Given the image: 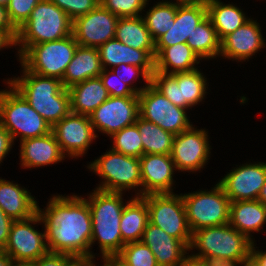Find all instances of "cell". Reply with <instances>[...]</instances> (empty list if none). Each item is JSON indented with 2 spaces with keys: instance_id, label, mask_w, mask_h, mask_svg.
I'll return each instance as SVG.
<instances>
[{
  "instance_id": "obj_1",
  "label": "cell",
  "mask_w": 266,
  "mask_h": 266,
  "mask_svg": "<svg viewBox=\"0 0 266 266\" xmlns=\"http://www.w3.org/2000/svg\"><path fill=\"white\" fill-rule=\"evenodd\" d=\"M53 194L38 213L44 223L49 252L90 258L92 218L85 196Z\"/></svg>"
},
{
  "instance_id": "obj_2",
  "label": "cell",
  "mask_w": 266,
  "mask_h": 266,
  "mask_svg": "<svg viewBox=\"0 0 266 266\" xmlns=\"http://www.w3.org/2000/svg\"><path fill=\"white\" fill-rule=\"evenodd\" d=\"M124 196L125 193L95 188L86 195L92 218L90 258L98 257V260L99 256L119 254L124 247L119 225L123 208L131 199L126 201ZM94 245H98L100 253L92 251Z\"/></svg>"
},
{
  "instance_id": "obj_3",
  "label": "cell",
  "mask_w": 266,
  "mask_h": 266,
  "mask_svg": "<svg viewBox=\"0 0 266 266\" xmlns=\"http://www.w3.org/2000/svg\"><path fill=\"white\" fill-rule=\"evenodd\" d=\"M19 67L20 75H13L7 81L53 127L71 112L68 89L63 87L60 79L40 76L21 64Z\"/></svg>"
},
{
  "instance_id": "obj_4",
  "label": "cell",
  "mask_w": 266,
  "mask_h": 266,
  "mask_svg": "<svg viewBox=\"0 0 266 266\" xmlns=\"http://www.w3.org/2000/svg\"><path fill=\"white\" fill-rule=\"evenodd\" d=\"M73 21L50 0H41L30 18L21 25L16 37V58L28 47L61 40L72 34Z\"/></svg>"
},
{
  "instance_id": "obj_5",
  "label": "cell",
  "mask_w": 266,
  "mask_h": 266,
  "mask_svg": "<svg viewBox=\"0 0 266 266\" xmlns=\"http://www.w3.org/2000/svg\"><path fill=\"white\" fill-rule=\"evenodd\" d=\"M86 167L101 179L95 189L117 193L130 191L132 197H142L139 158L127 156L109 148L89 162ZM133 192H135L134 195Z\"/></svg>"
},
{
  "instance_id": "obj_6",
  "label": "cell",
  "mask_w": 266,
  "mask_h": 266,
  "mask_svg": "<svg viewBox=\"0 0 266 266\" xmlns=\"http://www.w3.org/2000/svg\"><path fill=\"white\" fill-rule=\"evenodd\" d=\"M0 89V124L15 141L35 138L52 132V127L39 115L19 92L6 80Z\"/></svg>"
},
{
  "instance_id": "obj_7",
  "label": "cell",
  "mask_w": 266,
  "mask_h": 266,
  "mask_svg": "<svg viewBox=\"0 0 266 266\" xmlns=\"http://www.w3.org/2000/svg\"><path fill=\"white\" fill-rule=\"evenodd\" d=\"M252 245L253 241L227 223L192 232L189 252L201 259L215 256L240 263L251 257Z\"/></svg>"
},
{
  "instance_id": "obj_8",
  "label": "cell",
  "mask_w": 266,
  "mask_h": 266,
  "mask_svg": "<svg viewBox=\"0 0 266 266\" xmlns=\"http://www.w3.org/2000/svg\"><path fill=\"white\" fill-rule=\"evenodd\" d=\"M191 232L229 223L230 199L216 181L211 189L181 193Z\"/></svg>"
},
{
  "instance_id": "obj_9",
  "label": "cell",
  "mask_w": 266,
  "mask_h": 266,
  "mask_svg": "<svg viewBox=\"0 0 266 266\" xmlns=\"http://www.w3.org/2000/svg\"><path fill=\"white\" fill-rule=\"evenodd\" d=\"M150 81V84L175 106L191 111L196 105L204 104L210 94L208 79L200 68L175 74L155 71Z\"/></svg>"
},
{
  "instance_id": "obj_10",
  "label": "cell",
  "mask_w": 266,
  "mask_h": 266,
  "mask_svg": "<svg viewBox=\"0 0 266 266\" xmlns=\"http://www.w3.org/2000/svg\"><path fill=\"white\" fill-rule=\"evenodd\" d=\"M79 44L73 34L28 47L17 59L26 70L62 80Z\"/></svg>"
},
{
  "instance_id": "obj_11",
  "label": "cell",
  "mask_w": 266,
  "mask_h": 266,
  "mask_svg": "<svg viewBox=\"0 0 266 266\" xmlns=\"http://www.w3.org/2000/svg\"><path fill=\"white\" fill-rule=\"evenodd\" d=\"M149 210V222L182 241L188 248L192 239L182 194L153 193L142 196Z\"/></svg>"
},
{
  "instance_id": "obj_12",
  "label": "cell",
  "mask_w": 266,
  "mask_h": 266,
  "mask_svg": "<svg viewBox=\"0 0 266 266\" xmlns=\"http://www.w3.org/2000/svg\"><path fill=\"white\" fill-rule=\"evenodd\" d=\"M35 225H40L42 230ZM3 250L11 260L24 262L36 261L49 252L44 223L38 212L28 219L13 221Z\"/></svg>"
},
{
  "instance_id": "obj_13",
  "label": "cell",
  "mask_w": 266,
  "mask_h": 266,
  "mask_svg": "<svg viewBox=\"0 0 266 266\" xmlns=\"http://www.w3.org/2000/svg\"><path fill=\"white\" fill-rule=\"evenodd\" d=\"M140 117L154 123L174 135L189 129L191 122L188 109L175 106L151 84L139 94Z\"/></svg>"
},
{
  "instance_id": "obj_14",
  "label": "cell",
  "mask_w": 266,
  "mask_h": 266,
  "mask_svg": "<svg viewBox=\"0 0 266 266\" xmlns=\"http://www.w3.org/2000/svg\"><path fill=\"white\" fill-rule=\"evenodd\" d=\"M210 143L208 129H198L194 124L175 135L170 155L176 170L191 174L202 172L212 155Z\"/></svg>"
},
{
  "instance_id": "obj_15",
  "label": "cell",
  "mask_w": 266,
  "mask_h": 266,
  "mask_svg": "<svg viewBox=\"0 0 266 266\" xmlns=\"http://www.w3.org/2000/svg\"><path fill=\"white\" fill-rule=\"evenodd\" d=\"M140 116L138 95L110 96L90 116L95 133L108 138L125 127L135 124Z\"/></svg>"
},
{
  "instance_id": "obj_16",
  "label": "cell",
  "mask_w": 266,
  "mask_h": 266,
  "mask_svg": "<svg viewBox=\"0 0 266 266\" xmlns=\"http://www.w3.org/2000/svg\"><path fill=\"white\" fill-rule=\"evenodd\" d=\"M52 132L63 154L74 159L82 158L99 137L87 115L70 112L52 127Z\"/></svg>"
},
{
  "instance_id": "obj_17",
  "label": "cell",
  "mask_w": 266,
  "mask_h": 266,
  "mask_svg": "<svg viewBox=\"0 0 266 266\" xmlns=\"http://www.w3.org/2000/svg\"><path fill=\"white\" fill-rule=\"evenodd\" d=\"M218 183L222 186L230 202L257 200L266 180V162L248 161L236 164Z\"/></svg>"
},
{
  "instance_id": "obj_18",
  "label": "cell",
  "mask_w": 266,
  "mask_h": 266,
  "mask_svg": "<svg viewBox=\"0 0 266 266\" xmlns=\"http://www.w3.org/2000/svg\"><path fill=\"white\" fill-rule=\"evenodd\" d=\"M119 17L99 4L73 21L72 34L80 46L98 48L115 38Z\"/></svg>"
},
{
  "instance_id": "obj_19",
  "label": "cell",
  "mask_w": 266,
  "mask_h": 266,
  "mask_svg": "<svg viewBox=\"0 0 266 266\" xmlns=\"http://www.w3.org/2000/svg\"><path fill=\"white\" fill-rule=\"evenodd\" d=\"M254 17L247 20L234 32L221 40V59L236 61L237 63L248 62L252 57L266 48V39L262 33L260 23ZM251 58V59H250Z\"/></svg>"
},
{
  "instance_id": "obj_20",
  "label": "cell",
  "mask_w": 266,
  "mask_h": 266,
  "mask_svg": "<svg viewBox=\"0 0 266 266\" xmlns=\"http://www.w3.org/2000/svg\"><path fill=\"white\" fill-rule=\"evenodd\" d=\"M142 196L153 193H174L175 164L168 154H145L139 158Z\"/></svg>"
},
{
  "instance_id": "obj_21",
  "label": "cell",
  "mask_w": 266,
  "mask_h": 266,
  "mask_svg": "<svg viewBox=\"0 0 266 266\" xmlns=\"http://www.w3.org/2000/svg\"><path fill=\"white\" fill-rule=\"evenodd\" d=\"M19 145L18 158L22 169L32 170L69 160L63 154L53 132L41 137L24 139Z\"/></svg>"
},
{
  "instance_id": "obj_22",
  "label": "cell",
  "mask_w": 266,
  "mask_h": 266,
  "mask_svg": "<svg viewBox=\"0 0 266 266\" xmlns=\"http://www.w3.org/2000/svg\"><path fill=\"white\" fill-rule=\"evenodd\" d=\"M207 17L206 0L178 2L175 22L155 41V47H169L186 43L196 26Z\"/></svg>"
},
{
  "instance_id": "obj_23",
  "label": "cell",
  "mask_w": 266,
  "mask_h": 266,
  "mask_svg": "<svg viewBox=\"0 0 266 266\" xmlns=\"http://www.w3.org/2000/svg\"><path fill=\"white\" fill-rule=\"evenodd\" d=\"M98 51L103 69L131 64L142 68L150 77L155 72V50L135 49L114 38L99 46Z\"/></svg>"
},
{
  "instance_id": "obj_24",
  "label": "cell",
  "mask_w": 266,
  "mask_h": 266,
  "mask_svg": "<svg viewBox=\"0 0 266 266\" xmlns=\"http://www.w3.org/2000/svg\"><path fill=\"white\" fill-rule=\"evenodd\" d=\"M153 252L158 266H179L189 248L163 229L148 222L140 240Z\"/></svg>"
},
{
  "instance_id": "obj_25",
  "label": "cell",
  "mask_w": 266,
  "mask_h": 266,
  "mask_svg": "<svg viewBox=\"0 0 266 266\" xmlns=\"http://www.w3.org/2000/svg\"><path fill=\"white\" fill-rule=\"evenodd\" d=\"M14 182L0 177V208L13 220H25L38 212V201L29 189Z\"/></svg>"
},
{
  "instance_id": "obj_26",
  "label": "cell",
  "mask_w": 266,
  "mask_h": 266,
  "mask_svg": "<svg viewBox=\"0 0 266 266\" xmlns=\"http://www.w3.org/2000/svg\"><path fill=\"white\" fill-rule=\"evenodd\" d=\"M229 224L255 242L256 240L253 235L264 231L266 206L258 200L231 202Z\"/></svg>"
},
{
  "instance_id": "obj_27",
  "label": "cell",
  "mask_w": 266,
  "mask_h": 266,
  "mask_svg": "<svg viewBox=\"0 0 266 266\" xmlns=\"http://www.w3.org/2000/svg\"><path fill=\"white\" fill-rule=\"evenodd\" d=\"M203 62L186 44L177 43L169 47H155V71L175 74L195 70Z\"/></svg>"
},
{
  "instance_id": "obj_28",
  "label": "cell",
  "mask_w": 266,
  "mask_h": 266,
  "mask_svg": "<svg viewBox=\"0 0 266 266\" xmlns=\"http://www.w3.org/2000/svg\"><path fill=\"white\" fill-rule=\"evenodd\" d=\"M103 66L98 48L77 46L73 59L68 64L63 76L62 85L69 89L73 85L81 83L89 78L99 77Z\"/></svg>"
},
{
  "instance_id": "obj_29",
  "label": "cell",
  "mask_w": 266,
  "mask_h": 266,
  "mask_svg": "<svg viewBox=\"0 0 266 266\" xmlns=\"http://www.w3.org/2000/svg\"><path fill=\"white\" fill-rule=\"evenodd\" d=\"M71 112L90 116L110 96L100 77L89 78L68 89Z\"/></svg>"
},
{
  "instance_id": "obj_30",
  "label": "cell",
  "mask_w": 266,
  "mask_h": 266,
  "mask_svg": "<svg viewBox=\"0 0 266 266\" xmlns=\"http://www.w3.org/2000/svg\"><path fill=\"white\" fill-rule=\"evenodd\" d=\"M206 7L207 16L216 29L220 40L251 18L243 11L240 4L237 6V3H230V1L226 3L222 0H206Z\"/></svg>"
},
{
  "instance_id": "obj_31",
  "label": "cell",
  "mask_w": 266,
  "mask_h": 266,
  "mask_svg": "<svg viewBox=\"0 0 266 266\" xmlns=\"http://www.w3.org/2000/svg\"><path fill=\"white\" fill-rule=\"evenodd\" d=\"M149 222V210L143 197H132L125 204L120 221L123 244L140 241Z\"/></svg>"
},
{
  "instance_id": "obj_32",
  "label": "cell",
  "mask_w": 266,
  "mask_h": 266,
  "mask_svg": "<svg viewBox=\"0 0 266 266\" xmlns=\"http://www.w3.org/2000/svg\"><path fill=\"white\" fill-rule=\"evenodd\" d=\"M115 39L139 50H155V41L149 33L142 16L119 18Z\"/></svg>"
},
{
  "instance_id": "obj_33",
  "label": "cell",
  "mask_w": 266,
  "mask_h": 266,
  "mask_svg": "<svg viewBox=\"0 0 266 266\" xmlns=\"http://www.w3.org/2000/svg\"><path fill=\"white\" fill-rule=\"evenodd\" d=\"M186 44L204 62L219 59L221 40L208 16L196 26Z\"/></svg>"
},
{
  "instance_id": "obj_34",
  "label": "cell",
  "mask_w": 266,
  "mask_h": 266,
  "mask_svg": "<svg viewBox=\"0 0 266 266\" xmlns=\"http://www.w3.org/2000/svg\"><path fill=\"white\" fill-rule=\"evenodd\" d=\"M153 6L144 9L142 18L154 41L165 34L175 22L178 2L157 0ZM147 10V11H145Z\"/></svg>"
},
{
  "instance_id": "obj_35",
  "label": "cell",
  "mask_w": 266,
  "mask_h": 266,
  "mask_svg": "<svg viewBox=\"0 0 266 266\" xmlns=\"http://www.w3.org/2000/svg\"><path fill=\"white\" fill-rule=\"evenodd\" d=\"M135 125L138 128L145 154H171L175 135L140 116Z\"/></svg>"
},
{
  "instance_id": "obj_36",
  "label": "cell",
  "mask_w": 266,
  "mask_h": 266,
  "mask_svg": "<svg viewBox=\"0 0 266 266\" xmlns=\"http://www.w3.org/2000/svg\"><path fill=\"white\" fill-rule=\"evenodd\" d=\"M109 139H111L112 150L136 158L143 156V144L135 124L115 132Z\"/></svg>"
},
{
  "instance_id": "obj_37",
  "label": "cell",
  "mask_w": 266,
  "mask_h": 266,
  "mask_svg": "<svg viewBox=\"0 0 266 266\" xmlns=\"http://www.w3.org/2000/svg\"><path fill=\"white\" fill-rule=\"evenodd\" d=\"M119 255L129 266H158L153 252L141 241L125 244Z\"/></svg>"
},
{
  "instance_id": "obj_38",
  "label": "cell",
  "mask_w": 266,
  "mask_h": 266,
  "mask_svg": "<svg viewBox=\"0 0 266 266\" xmlns=\"http://www.w3.org/2000/svg\"><path fill=\"white\" fill-rule=\"evenodd\" d=\"M151 0H100V4L119 18L138 17Z\"/></svg>"
},
{
  "instance_id": "obj_39",
  "label": "cell",
  "mask_w": 266,
  "mask_h": 266,
  "mask_svg": "<svg viewBox=\"0 0 266 266\" xmlns=\"http://www.w3.org/2000/svg\"><path fill=\"white\" fill-rule=\"evenodd\" d=\"M111 70L119 77V79L127 84L136 94H139L150 84L151 77L140 67L131 64H120ZM140 77L143 79L142 81ZM138 83H137V82ZM144 83L145 85L138 86L137 84ZM135 83V84H134Z\"/></svg>"
},
{
  "instance_id": "obj_40",
  "label": "cell",
  "mask_w": 266,
  "mask_h": 266,
  "mask_svg": "<svg viewBox=\"0 0 266 266\" xmlns=\"http://www.w3.org/2000/svg\"><path fill=\"white\" fill-rule=\"evenodd\" d=\"M41 0H10L7 6L8 15L12 24L19 29L32 13V10Z\"/></svg>"
},
{
  "instance_id": "obj_41",
  "label": "cell",
  "mask_w": 266,
  "mask_h": 266,
  "mask_svg": "<svg viewBox=\"0 0 266 266\" xmlns=\"http://www.w3.org/2000/svg\"><path fill=\"white\" fill-rule=\"evenodd\" d=\"M57 7L62 9L69 18L74 21L76 18L86 15L88 12L94 10L99 4L100 0H50Z\"/></svg>"
},
{
  "instance_id": "obj_42",
  "label": "cell",
  "mask_w": 266,
  "mask_h": 266,
  "mask_svg": "<svg viewBox=\"0 0 266 266\" xmlns=\"http://www.w3.org/2000/svg\"><path fill=\"white\" fill-rule=\"evenodd\" d=\"M99 77L109 96L126 97L138 95L127 84L122 82L111 69H103Z\"/></svg>"
},
{
  "instance_id": "obj_43",
  "label": "cell",
  "mask_w": 266,
  "mask_h": 266,
  "mask_svg": "<svg viewBox=\"0 0 266 266\" xmlns=\"http://www.w3.org/2000/svg\"><path fill=\"white\" fill-rule=\"evenodd\" d=\"M73 258V256L64 253L48 252L32 263L33 266H66Z\"/></svg>"
},
{
  "instance_id": "obj_44",
  "label": "cell",
  "mask_w": 266,
  "mask_h": 266,
  "mask_svg": "<svg viewBox=\"0 0 266 266\" xmlns=\"http://www.w3.org/2000/svg\"><path fill=\"white\" fill-rule=\"evenodd\" d=\"M14 146L10 134L0 124V166L7 155L11 154L10 152Z\"/></svg>"
},
{
  "instance_id": "obj_45",
  "label": "cell",
  "mask_w": 266,
  "mask_h": 266,
  "mask_svg": "<svg viewBox=\"0 0 266 266\" xmlns=\"http://www.w3.org/2000/svg\"><path fill=\"white\" fill-rule=\"evenodd\" d=\"M13 221L14 220L7 216L0 208V250H3L6 246Z\"/></svg>"
},
{
  "instance_id": "obj_46",
  "label": "cell",
  "mask_w": 266,
  "mask_h": 266,
  "mask_svg": "<svg viewBox=\"0 0 266 266\" xmlns=\"http://www.w3.org/2000/svg\"><path fill=\"white\" fill-rule=\"evenodd\" d=\"M18 30H1L0 29V51L3 49H16V37Z\"/></svg>"
},
{
  "instance_id": "obj_47",
  "label": "cell",
  "mask_w": 266,
  "mask_h": 266,
  "mask_svg": "<svg viewBox=\"0 0 266 266\" xmlns=\"http://www.w3.org/2000/svg\"><path fill=\"white\" fill-rule=\"evenodd\" d=\"M207 266H238L239 263L233 259H227L222 257H205L203 259Z\"/></svg>"
},
{
  "instance_id": "obj_48",
  "label": "cell",
  "mask_w": 266,
  "mask_h": 266,
  "mask_svg": "<svg viewBox=\"0 0 266 266\" xmlns=\"http://www.w3.org/2000/svg\"><path fill=\"white\" fill-rule=\"evenodd\" d=\"M99 257L101 258L100 263L103 266H129L119 254L103 255Z\"/></svg>"
},
{
  "instance_id": "obj_49",
  "label": "cell",
  "mask_w": 266,
  "mask_h": 266,
  "mask_svg": "<svg viewBox=\"0 0 266 266\" xmlns=\"http://www.w3.org/2000/svg\"><path fill=\"white\" fill-rule=\"evenodd\" d=\"M0 29L1 30H18L11 22L7 7L0 5Z\"/></svg>"
},
{
  "instance_id": "obj_50",
  "label": "cell",
  "mask_w": 266,
  "mask_h": 266,
  "mask_svg": "<svg viewBox=\"0 0 266 266\" xmlns=\"http://www.w3.org/2000/svg\"><path fill=\"white\" fill-rule=\"evenodd\" d=\"M256 241L253 242L251 248V257L256 261L259 266H266V250L259 249L260 247L256 246Z\"/></svg>"
},
{
  "instance_id": "obj_51",
  "label": "cell",
  "mask_w": 266,
  "mask_h": 266,
  "mask_svg": "<svg viewBox=\"0 0 266 266\" xmlns=\"http://www.w3.org/2000/svg\"><path fill=\"white\" fill-rule=\"evenodd\" d=\"M179 266H207V265L203 259L194 257L189 252Z\"/></svg>"
},
{
  "instance_id": "obj_52",
  "label": "cell",
  "mask_w": 266,
  "mask_h": 266,
  "mask_svg": "<svg viewBox=\"0 0 266 266\" xmlns=\"http://www.w3.org/2000/svg\"><path fill=\"white\" fill-rule=\"evenodd\" d=\"M11 261V257L4 250H0V266H9Z\"/></svg>"
},
{
  "instance_id": "obj_53",
  "label": "cell",
  "mask_w": 266,
  "mask_h": 266,
  "mask_svg": "<svg viewBox=\"0 0 266 266\" xmlns=\"http://www.w3.org/2000/svg\"><path fill=\"white\" fill-rule=\"evenodd\" d=\"M95 258H81V266H103L98 264Z\"/></svg>"
},
{
  "instance_id": "obj_54",
  "label": "cell",
  "mask_w": 266,
  "mask_h": 266,
  "mask_svg": "<svg viewBox=\"0 0 266 266\" xmlns=\"http://www.w3.org/2000/svg\"><path fill=\"white\" fill-rule=\"evenodd\" d=\"M257 200L266 206V180H265L264 185L260 189Z\"/></svg>"
},
{
  "instance_id": "obj_55",
  "label": "cell",
  "mask_w": 266,
  "mask_h": 266,
  "mask_svg": "<svg viewBox=\"0 0 266 266\" xmlns=\"http://www.w3.org/2000/svg\"><path fill=\"white\" fill-rule=\"evenodd\" d=\"M238 266H259V265L252 257H249L247 260L240 262Z\"/></svg>"
},
{
  "instance_id": "obj_56",
  "label": "cell",
  "mask_w": 266,
  "mask_h": 266,
  "mask_svg": "<svg viewBox=\"0 0 266 266\" xmlns=\"http://www.w3.org/2000/svg\"><path fill=\"white\" fill-rule=\"evenodd\" d=\"M9 266H33L32 262H24V261H11Z\"/></svg>"
},
{
  "instance_id": "obj_57",
  "label": "cell",
  "mask_w": 266,
  "mask_h": 266,
  "mask_svg": "<svg viewBox=\"0 0 266 266\" xmlns=\"http://www.w3.org/2000/svg\"><path fill=\"white\" fill-rule=\"evenodd\" d=\"M66 266H81V258H73Z\"/></svg>"
},
{
  "instance_id": "obj_58",
  "label": "cell",
  "mask_w": 266,
  "mask_h": 266,
  "mask_svg": "<svg viewBox=\"0 0 266 266\" xmlns=\"http://www.w3.org/2000/svg\"><path fill=\"white\" fill-rule=\"evenodd\" d=\"M10 0H0V5L7 7L9 5Z\"/></svg>"
},
{
  "instance_id": "obj_59",
  "label": "cell",
  "mask_w": 266,
  "mask_h": 266,
  "mask_svg": "<svg viewBox=\"0 0 266 266\" xmlns=\"http://www.w3.org/2000/svg\"><path fill=\"white\" fill-rule=\"evenodd\" d=\"M173 1L183 3V2H194V1H197V0H173Z\"/></svg>"
}]
</instances>
